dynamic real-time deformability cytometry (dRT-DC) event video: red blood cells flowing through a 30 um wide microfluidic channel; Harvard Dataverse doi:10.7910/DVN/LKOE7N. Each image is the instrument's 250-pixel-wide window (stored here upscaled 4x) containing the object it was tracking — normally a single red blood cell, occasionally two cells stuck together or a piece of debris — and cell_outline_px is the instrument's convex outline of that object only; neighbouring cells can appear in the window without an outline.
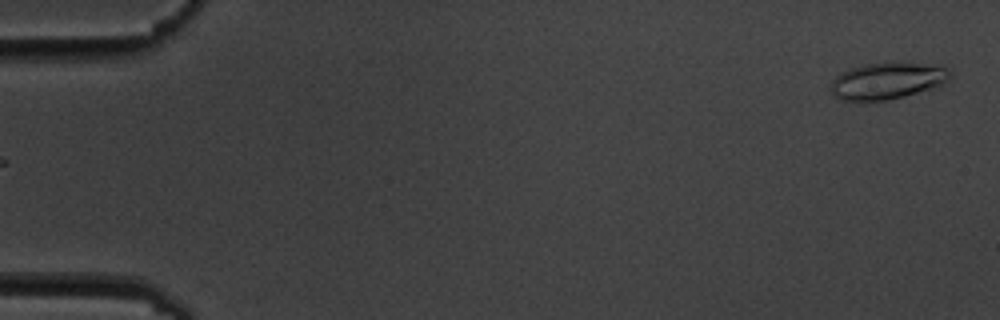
{"species": "common noctule bat (a hibernating species)", "species_latin": "Nyctalus noctula", "temperature_condition": "cold", "stored_images_in_passage": 2, "camera_frame_rate_fps": 3000, "um_per_image_px": 0.085, "animal": {"sex": "male", "body_mass_g": 19.5, "forearm_length_mm": 54.6}, "frame": {"image": 1, "passage_image": 2, "time_ms": 1.0, "image_size_px": [1000, 320], "cell_outline_px": [[948, 80], [944, 84], [904, 96], [888, 100], [840, 100], [832, 96], [828, 92], [828, 88], [832, 80], [840, 72], [848, 68], [868, 64], [920, 64], [948, 68]], "centroid_in_image_um": [75.28, 6.9], "position_along_channel_um": 9.7, "area_um2": 24.97}}